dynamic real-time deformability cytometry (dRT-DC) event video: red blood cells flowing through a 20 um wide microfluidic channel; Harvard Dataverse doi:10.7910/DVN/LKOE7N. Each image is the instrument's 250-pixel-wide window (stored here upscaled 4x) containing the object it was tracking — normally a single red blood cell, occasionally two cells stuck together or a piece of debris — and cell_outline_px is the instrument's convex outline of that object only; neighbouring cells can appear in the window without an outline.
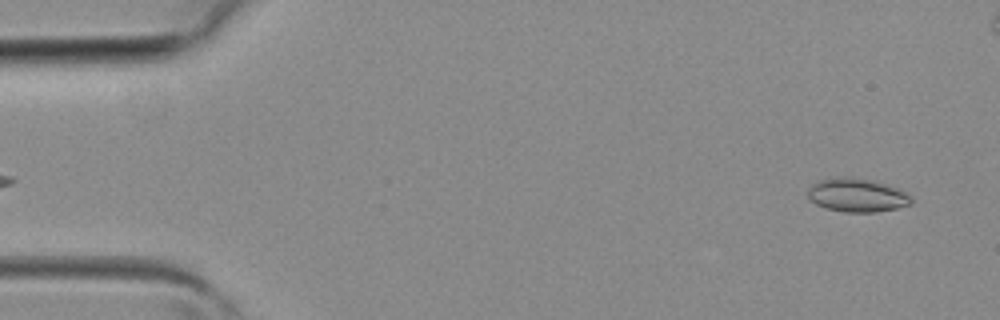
{"species": "common noctule bat (a hibernating species)", "species_latin": "Nyctalus noctula", "temperature_condition": "room temperature", "stored_images_in_passage": 4, "camera_frame_rate_fps": 3000, "um_per_image_px": 0.085, "animal": {"sex": "female", "body_mass_g": 19.3, "forearm_length_mm": 54.1}, "frame": {"image": 1, "passage_image": 4, "time_ms": 1.0, "image_size_px": [1000, 320], "cell_outline_px": [[912, 204], [896, 208], [876, 212], [844, 212], [828, 208], [816, 204], [808, 200], [808, 188], [812, 184], [820, 180], [832, 176], [852, 176], [872, 180], [896, 188], [912, 196]], "centroid_in_image_um": [72.81, 16.57], "position_along_channel_um": 12.2, "area_um2": 20.4}}